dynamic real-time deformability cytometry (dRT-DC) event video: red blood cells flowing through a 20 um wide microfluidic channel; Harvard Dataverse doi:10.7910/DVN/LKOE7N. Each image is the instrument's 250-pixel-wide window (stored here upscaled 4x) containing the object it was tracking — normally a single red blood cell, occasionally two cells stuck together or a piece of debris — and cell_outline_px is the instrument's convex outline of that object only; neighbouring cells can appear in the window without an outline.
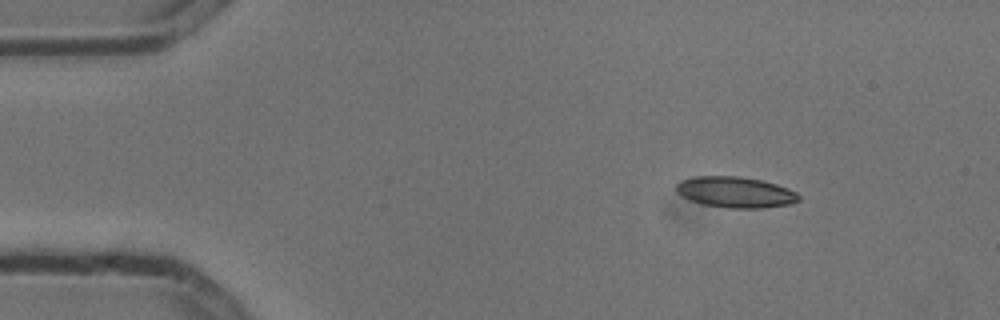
{"species": "common noctule bat (a hibernating species)", "species_latin": "Nyctalus noctula", "temperature_condition": "cold", "stored_images_in_passage": 4, "camera_frame_rate_fps": 3000, "um_per_image_px": 0.085, "animal": {"sex": "male", "body_mass_g": 13.3}, "frame": {"image": 1, "passage_image": 1, "time_ms": 0.0, "image_size_px": [1000, 320], "cell_outline_px": [[800, 200], [788, 204], [760, 208], [732, 208], [704, 204], [688, 200], [680, 196], [676, 192], [676, 184], [680, 180], [696, 176], [740, 176], [760, 180], [776, 184], [788, 188], [796, 192], [800, 196]], "centroid_in_image_um": [62.47, 16.33], "position_along_channel_um": 22.5, "area_um2": 22.08}}
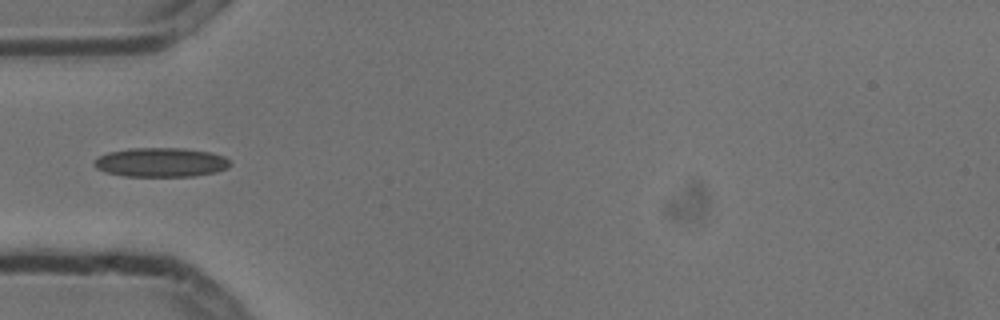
{"frame": {"image": 2, "passage_image": 4, "time_ms": 1.0, "image_size_px": [1000, 320], "cell_outline_px": [[232, 164], [228, 168], [216, 172], [196, 176], [124, 176], [104, 172], [96, 168], [92, 164], [100, 156], [108, 152], [128, 148], [184, 148], [212, 152], [224, 156]], "centroid_in_image_um": [13.69, 13.8], "position_along_channel_um": 71.3, "area_um2": 23.35}}